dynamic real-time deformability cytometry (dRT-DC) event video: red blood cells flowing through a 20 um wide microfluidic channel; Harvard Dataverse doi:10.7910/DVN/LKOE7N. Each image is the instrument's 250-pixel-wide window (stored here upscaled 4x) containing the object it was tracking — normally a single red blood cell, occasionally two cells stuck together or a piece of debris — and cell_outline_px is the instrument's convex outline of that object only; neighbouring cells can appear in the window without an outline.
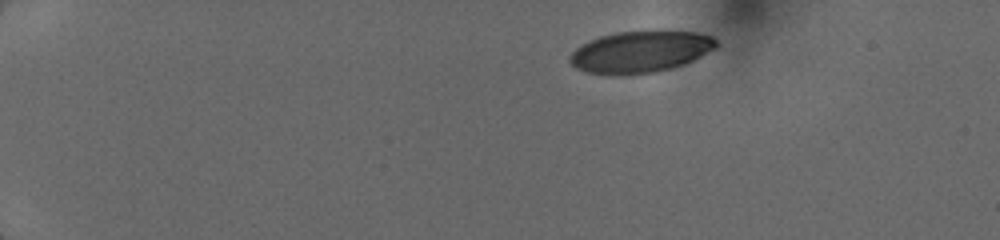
{"species": "human", "species_latin": "Homo sapiens", "temperature_condition": "cold", "stored_images_in_passage": 21, "camera_frame_rate_fps": 3000, "um_per_image_px": 0.085, "donor": {"sex": "female"}, "frame": {"image": 1, "passage_image": 1, "time_ms": 0.0, "image_size_px": [1000, 240], "cell_outline_px": [[716, 48], [684, 64], [656, 72], [624, 76], [588, 72], [576, 68], [568, 60], [568, 56], [576, 48], [588, 40], [600, 36], [616, 32], [656, 28], [660, 28], [696, 32], [712, 36], [716, 40]], "centroid_in_image_um": [54.44, 4.36], "position_along_channel_um": 30.6, "area_um2": 36.47}}
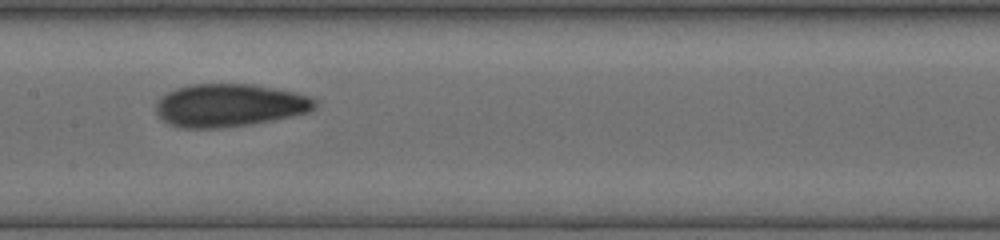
{"frame": {"image": 2, "passage_image": 15, "time_ms": 6.333, "image_size_px": [1000, 240], "cell_outline_px": [[316, 108], [308, 112], [292, 116], [252, 124], [220, 128], [180, 128], [168, 124], [156, 112], [156, 100], [160, 96], [176, 88], [192, 84], [252, 84], [276, 88], [296, 92], [308, 96], [316, 100]], "centroid_in_image_um": [19.49, 8.95], "position_along_channel_um": 187.9, "area_um2": 39.94}}
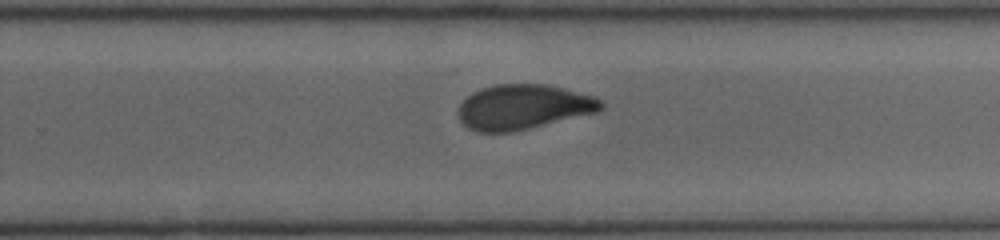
{"frame": {"image": 3, "passage_image": 21, "time_ms": 8.667, "image_size_px": [1000, 240], "cell_outline_px": [[604, 108], [596, 112], [512, 132], [476, 132], [468, 128], [460, 120], [456, 112], [460, 104], [472, 92], [480, 88], [496, 84], [544, 84], [564, 88], [592, 96], [600, 100], [604, 104]], "centroid_in_image_um": [44.43, 9.09], "position_along_channel_um": 285.4, "area_um2": 37.22}}